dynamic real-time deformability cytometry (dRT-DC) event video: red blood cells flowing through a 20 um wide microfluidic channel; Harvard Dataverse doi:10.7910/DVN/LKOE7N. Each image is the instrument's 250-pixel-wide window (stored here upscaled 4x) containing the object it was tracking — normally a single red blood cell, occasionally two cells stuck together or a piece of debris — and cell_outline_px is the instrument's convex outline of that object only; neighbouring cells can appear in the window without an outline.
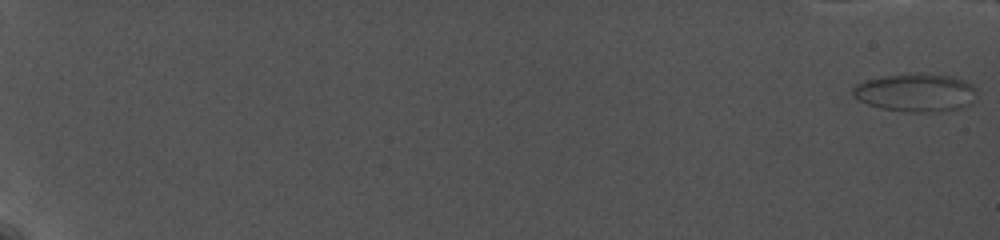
{"species": "common noctule bat (a hibernating species)", "species_latin": "Nyctalus noctula", "temperature_condition": "cold", "stored_images_in_passage": 18, "camera_frame_rate_fps": 5000, "um_per_image_px": 0.085, "animal": {"sex": "female", "body_mass_g": 19.0, "forearm_length_mm": 56.7}, "frame": {"image": 1, "passage_image": 1, "time_ms": 0.0, "image_size_px": [1000, 240], "cell_outline_px": [[976, 88], [972, 100], [968, 104], [960, 108], [936, 112], [908, 112], [880, 108], [868, 104], [852, 96], [852, 88], [856, 84], [864, 80], [884, 76], [908, 72], [920, 72], [952, 76], [964, 80], [972, 84]], "centroid_in_image_um": [77.8, 7.85], "position_along_channel_um": 7.2, "area_um2": 27.86}}